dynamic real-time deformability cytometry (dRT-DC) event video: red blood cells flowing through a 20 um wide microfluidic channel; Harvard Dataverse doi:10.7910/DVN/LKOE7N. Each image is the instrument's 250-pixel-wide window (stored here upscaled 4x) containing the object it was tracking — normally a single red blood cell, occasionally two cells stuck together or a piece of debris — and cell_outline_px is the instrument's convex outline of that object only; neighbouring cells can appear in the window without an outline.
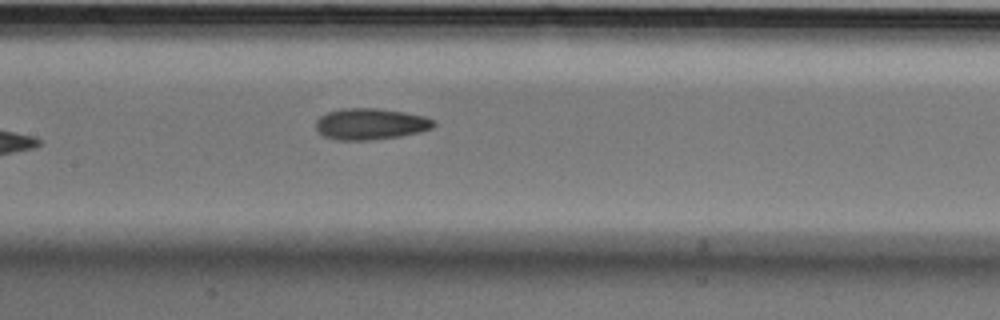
{"species": "Egyptian fruit bat (a non-hibernating species)", "species_latin": "Rousettus aegyptiacus", "temperature_condition": "cold", "stored_images_in_passage": 8, "camera_frame_rate_fps": 3000, "um_per_image_px": 0.085, "animal": {"sex": "male"}, "frame": {"image": 1, "passage_image": 8, "time_ms": 2.333, "image_size_px": [1000, 320], "cell_outline_px": [[436, 124], [432, 128], [420, 132], [400, 136], [372, 140], [336, 140], [324, 136], [316, 128], [316, 120], [320, 116], [328, 112], [344, 108], [376, 108], [404, 112], [424, 116], [436, 120]], "centroid_in_image_um": [31.52, 10.54], "position_along_channel_um": 175.9, "area_um2": 21.56}}